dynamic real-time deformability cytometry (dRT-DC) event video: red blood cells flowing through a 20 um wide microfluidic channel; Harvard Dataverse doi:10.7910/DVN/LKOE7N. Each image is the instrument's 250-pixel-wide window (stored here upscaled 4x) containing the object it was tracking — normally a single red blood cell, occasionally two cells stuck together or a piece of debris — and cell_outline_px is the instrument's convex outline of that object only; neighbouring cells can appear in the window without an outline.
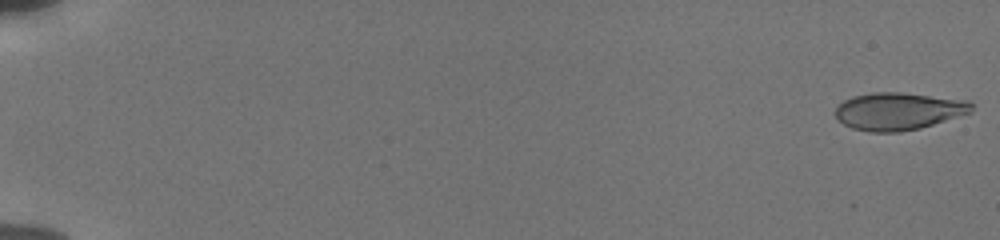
{"species": "human", "species_latin": "Homo sapiens", "temperature_condition": "cold", "stored_images_in_passage": 55, "camera_frame_rate_fps": 3000, "um_per_image_px": 0.085, "donor": {"sex": "male"}, "frame": {"image": 1, "passage_image": 1, "time_ms": 0.0, "image_size_px": [1000, 240], "cell_outline_px": [[972, 112], [920, 128], [900, 132], [868, 132], [852, 128], [844, 124], [836, 116], [836, 108], [844, 100], [852, 96], [872, 92], [900, 92], [968, 100], [972, 104]], "centroid_in_image_um": [76.36, 9.45], "position_along_channel_um": 8.6, "area_um2": 29.65}}
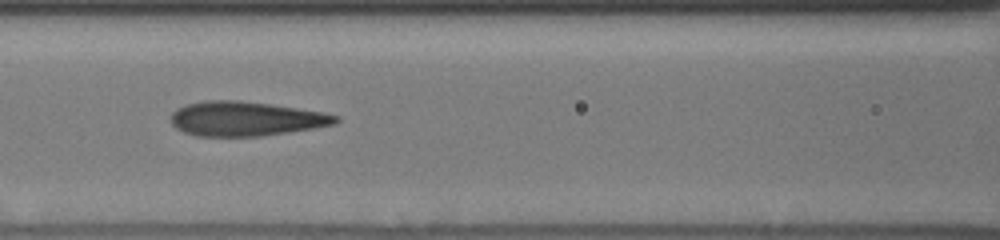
{"frame": {"image": 2, "passage_image": 27, "time_ms": 8.667, "image_size_px": [1000, 240], "cell_outline_px": [[340, 120], [336, 124], [288, 132], [260, 136], [196, 136], [184, 132], [176, 128], [172, 124], [172, 112], [176, 108], [188, 104], [204, 100], [240, 100], [324, 112], [340, 116]], "centroid_in_image_um": [20.89, 10.09], "position_along_channel_um": 145.7, "area_um2": 33.0}}
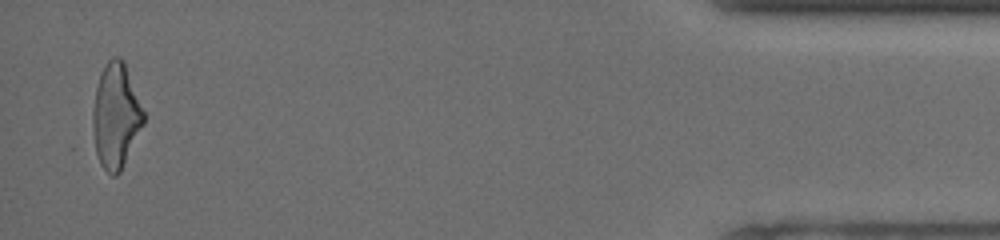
{"frame": {"image": 3, "passage_image": 54, "time_ms": 17.667, "image_size_px": [1000, 240], "cell_outline_px": [[144, 124], [120, 172], [116, 176], [112, 176], [100, 164], [96, 152], [92, 128], [92, 112], [96, 88], [100, 72], [104, 64], [112, 56], [120, 56], [124, 60], [144, 112]], "centroid_in_image_um": [9.84, 9.82], "position_along_channel_um": 425.4, "area_um2": 31.15}, "authors_computed_cell_mechanics": {"area_um2": 32.1368, "velocity_mm_per_s": 3.8682, "shape_relaxation_time_tau1_ms": 5.4519, "shape_relaxation_time_tau2_ms": 1.5255, "deformation_change_tau1": 0.1992, "deformation_change_tau2": 0.0949}}